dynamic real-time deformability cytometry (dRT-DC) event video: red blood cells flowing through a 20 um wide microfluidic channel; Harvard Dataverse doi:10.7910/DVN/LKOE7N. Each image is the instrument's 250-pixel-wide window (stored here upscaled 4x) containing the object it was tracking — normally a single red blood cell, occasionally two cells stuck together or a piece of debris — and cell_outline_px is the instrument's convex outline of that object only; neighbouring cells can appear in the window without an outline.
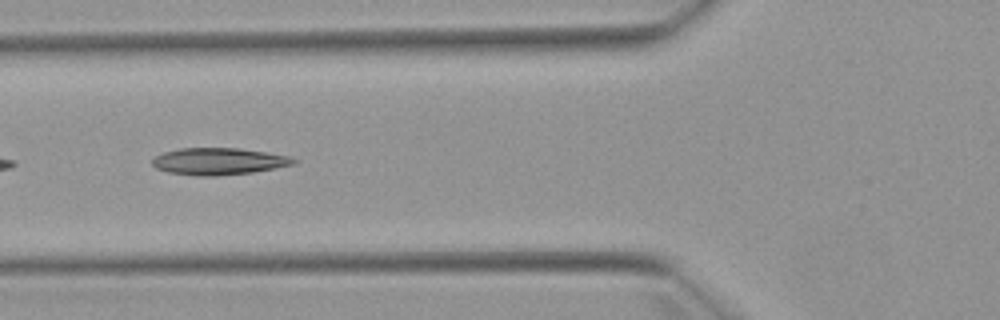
{"species": "Egyptian fruit bat (a non-hibernating species)", "species_latin": "Rousettus aegyptiacus", "temperature_condition": "warm", "stored_images_in_passage": 6, "camera_frame_rate_fps": 3000, "um_per_image_px": 0.085, "animal": {"sex": "female"}, "frame": {"image": 1, "passage_image": 5, "time_ms": 4.667, "image_size_px": [1000, 320], "cell_outline_px": [[296, 164], [276, 168], [252, 172], [216, 176], [196, 176], [168, 172], [156, 168], [152, 164], [152, 160], [156, 156], [164, 152], [180, 148], [240, 148], [268, 152], [292, 156], [296, 160]], "centroid_in_image_um": [18.63, 13.71], "position_along_channel_um": 107.2, "area_um2": 22.31}}
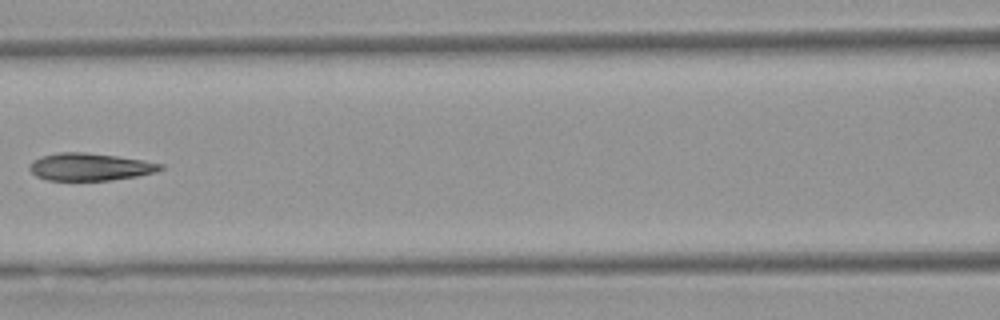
{"frame": {"image": 2, "passage_image": 6, "time_ms": 6.0, "image_size_px": [1000, 320], "cell_outline_px": [[164, 168], [156, 172], [136, 176], [112, 180], [48, 180], [36, 176], [28, 168], [28, 164], [32, 160], [40, 156], [60, 152], [84, 152], [116, 156], [144, 160], [164, 164]], "centroid_in_image_um": [7.63, 14.18], "position_along_channel_um": 159.0, "area_um2": 21.04}}